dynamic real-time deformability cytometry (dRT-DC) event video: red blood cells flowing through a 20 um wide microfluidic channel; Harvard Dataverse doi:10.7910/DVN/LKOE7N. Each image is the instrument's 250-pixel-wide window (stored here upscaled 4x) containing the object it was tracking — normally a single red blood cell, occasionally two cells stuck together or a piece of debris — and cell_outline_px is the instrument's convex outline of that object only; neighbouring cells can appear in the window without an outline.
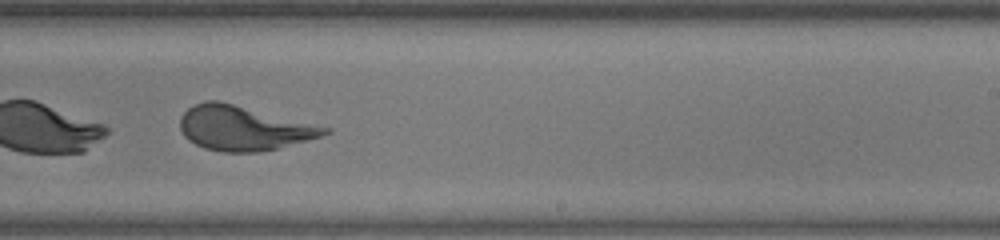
{"species": "human", "species_latin": "Homo sapiens", "temperature_condition": "warm", "stored_images_in_passage": 46, "camera_frame_rate_fps": 3000, "um_per_image_px": 0.085, "donor": {"sex": "female"}, "frame": {"image": 1, "passage_image": 29, "time_ms": 9.333, "image_size_px": [1000, 240], "cell_outline_px": [[332, 132], [308, 140], [260, 152], [220, 152], [204, 148], [188, 140], [184, 136], [180, 128], [180, 116], [192, 104], [204, 100], [220, 100], [332, 128]], "centroid_in_image_um": [20.67, 10.87], "position_along_channel_um": 268.3, "area_um2": 37.74}}
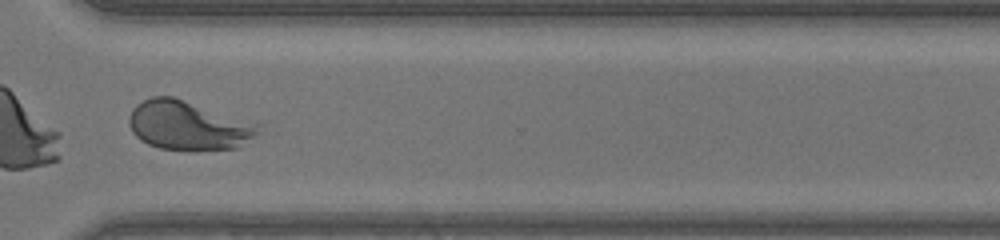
{"frame": {"image": 2, "passage_image": 35, "time_ms": 11.333, "image_size_px": [1000, 240], "cell_outline_px": [[268, 128], [236, 148], [196, 152], [192, 152], [160, 148], [148, 144], [140, 140], [132, 132], [128, 124], [128, 120], [132, 108], [136, 104], [152, 96], [172, 96], [264, 124]], "centroid_in_image_um": [16.08, 10.69], "position_along_channel_um": 354.5, "area_um2": 38.21}, "authors_computed_cell_mechanics": {"area_um2": 38.4659, "velocity_mm_per_s": 4.2598, "shape_relaxation_time_tau1_ms": 4.4111, "shape_relaxation_time_tau2_ms": null, "deformation_change_tau1": 0.2378, "deformation_change_tau2": null}}